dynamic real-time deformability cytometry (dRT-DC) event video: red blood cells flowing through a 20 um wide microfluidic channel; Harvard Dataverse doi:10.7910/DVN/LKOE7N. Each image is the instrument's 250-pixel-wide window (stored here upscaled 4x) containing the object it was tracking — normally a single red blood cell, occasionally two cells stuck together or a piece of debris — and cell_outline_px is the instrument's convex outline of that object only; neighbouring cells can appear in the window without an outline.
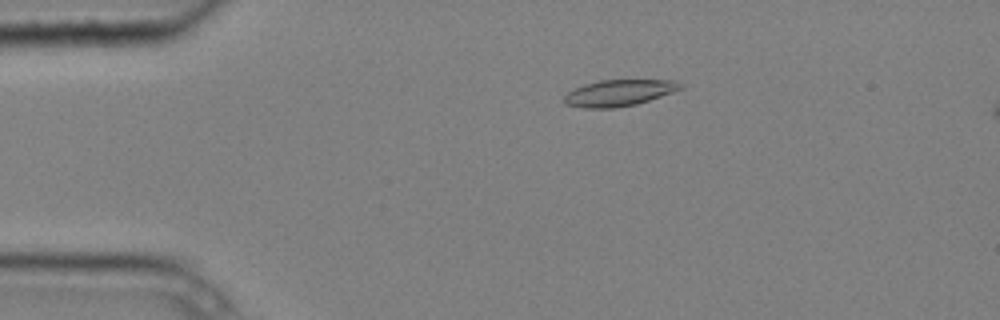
{"species": "common noctule bat (a hibernating species)", "species_latin": "Nyctalus noctula", "temperature_condition": "cold", "stored_images_in_passage": 5, "camera_frame_rate_fps": 3000, "um_per_image_px": 0.085, "animal": {"sex": "male", "body_mass_g": 20.4}, "frame": {"image": 1, "passage_image": 3, "time_ms": 0.667, "image_size_px": [1000, 320], "cell_outline_px": [[684, 88], [636, 104], [612, 108], [580, 108], [564, 104], [564, 96], [568, 92], [584, 84], [600, 80], [676, 80], [684, 84]], "centroid_in_image_um": [52.61, 7.89], "position_along_channel_um": 32.4, "area_um2": 17.86}}